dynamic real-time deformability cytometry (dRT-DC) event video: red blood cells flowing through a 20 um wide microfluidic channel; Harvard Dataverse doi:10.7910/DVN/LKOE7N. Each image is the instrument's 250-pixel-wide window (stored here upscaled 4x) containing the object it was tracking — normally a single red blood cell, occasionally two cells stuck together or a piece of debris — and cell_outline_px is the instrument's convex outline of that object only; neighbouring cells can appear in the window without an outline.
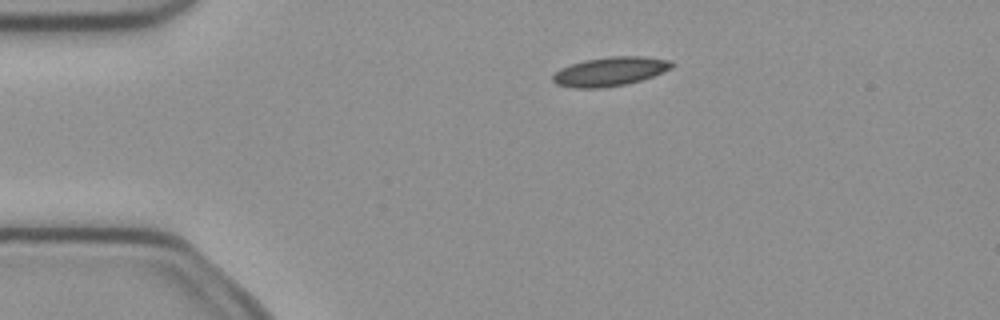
{"species": "common noctule bat (a hibernating species)", "species_latin": "Nyctalus noctula", "temperature_condition": "cold", "stored_images_in_passage": 4, "camera_frame_rate_fps": 3000, "um_per_image_px": 0.085, "animal": {"sex": "female", "body_mass_g": 21.9}, "frame": {"image": 1, "passage_image": 3, "time_ms": 0.667, "image_size_px": [1000, 320], "cell_outline_px": [[676, 64], [672, 68], [652, 76], [628, 84], [604, 88], [572, 88], [556, 84], [552, 80], [552, 76], [560, 68], [584, 60], [612, 56], [644, 56], [672, 60]], "centroid_in_image_um": [51.87, 6.08], "position_along_channel_um": 33.1, "area_um2": 20.29}}